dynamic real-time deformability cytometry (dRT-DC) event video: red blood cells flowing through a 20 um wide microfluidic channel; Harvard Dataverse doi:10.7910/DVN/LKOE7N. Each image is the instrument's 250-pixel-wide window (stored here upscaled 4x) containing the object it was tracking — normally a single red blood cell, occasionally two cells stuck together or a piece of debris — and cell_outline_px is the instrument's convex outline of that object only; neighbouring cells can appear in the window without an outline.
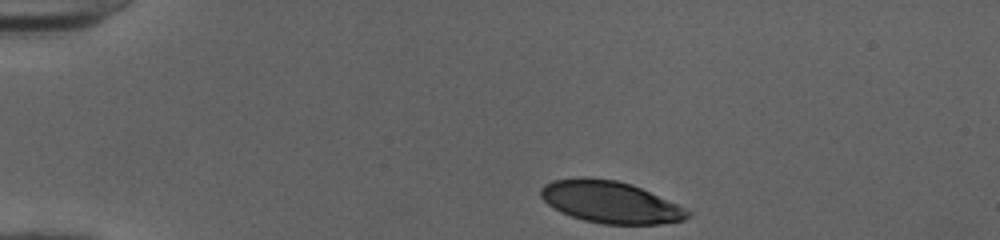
{"species": "human", "species_latin": "Homo sapiens", "temperature_condition": "cold", "stored_images_in_passage": 35, "camera_frame_rate_fps": 3000, "um_per_image_px": 0.085, "donor": {"sex": "female"}, "frame": {"image": 1, "passage_image": 1, "time_ms": 0.0, "image_size_px": [1000, 240], "cell_outline_px": [[692, 216], [684, 220], [660, 224], [604, 224], [584, 220], [560, 212], [548, 204], [540, 196], [540, 188], [544, 184], [552, 180], [584, 176], [616, 180], [632, 184], [676, 204], [692, 212]], "centroid_in_image_um": [51.86, 17.17], "position_along_channel_um": 33.1, "area_um2": 35.89}}
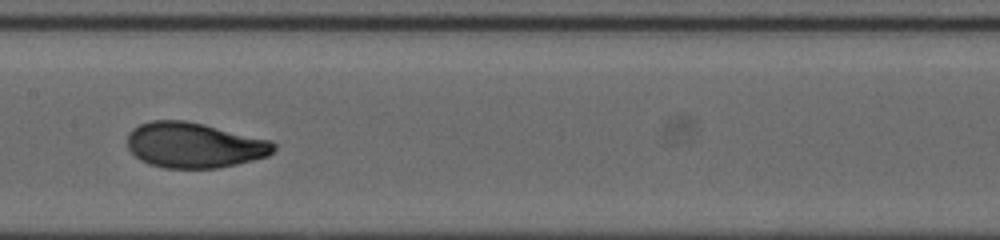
{"frame": {"image": 2, "passage_image": 18, "time_ms": 5.667, "image_size_px": [1000, 240], "cell_outline_px": [[276, 148], [268, 156], [220, 168], [164, 168], [148, 164], [140, 160], [128, 148], [128, 132], [132, 128], [140, 124], [152, 120], [184, 120], [204, 124], [272, 140], [276, 144]], "centroid_in_image_um": [16.51, 12.33], "position_along_channel_um": 190.9, "area_um2": 38.9}}
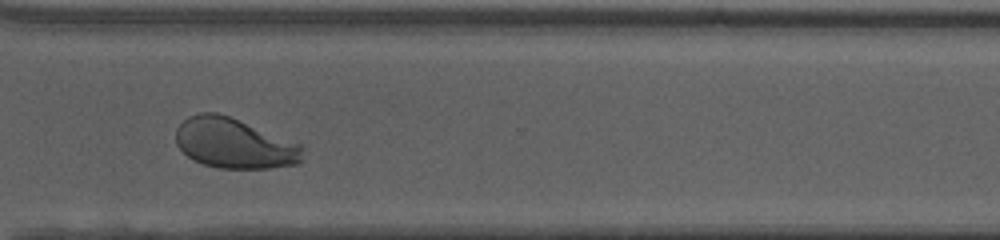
{"frame": {"image": 3, "passage_image": 30, "time_ms": 9.667, "image_size_px": [1000, 240], "cell_outline_px": [[304, 160], [300, 164], [272, 168], [220, 168], [204, 164], [192, 160], [176, 144], [176, 128], [188, 116], [200, 112], [216, 112], [228, 116], [304, 144]], "centroid_in_image_um": [19.97, 12.19], "position_along_channel_um": 350.6, "area_um2": 37.51}, "authors_computed_cell_mechanics": {"area_um2": 37.9746, "velocity_mm_per_s": 3.9996, "shape_relaxation_time_tau1_ms": 3.5422, "shape_relaxation_time_tau2_ms": null, "deformation_change_tau1": 0.1719, "deformation_change_tau2": null}}